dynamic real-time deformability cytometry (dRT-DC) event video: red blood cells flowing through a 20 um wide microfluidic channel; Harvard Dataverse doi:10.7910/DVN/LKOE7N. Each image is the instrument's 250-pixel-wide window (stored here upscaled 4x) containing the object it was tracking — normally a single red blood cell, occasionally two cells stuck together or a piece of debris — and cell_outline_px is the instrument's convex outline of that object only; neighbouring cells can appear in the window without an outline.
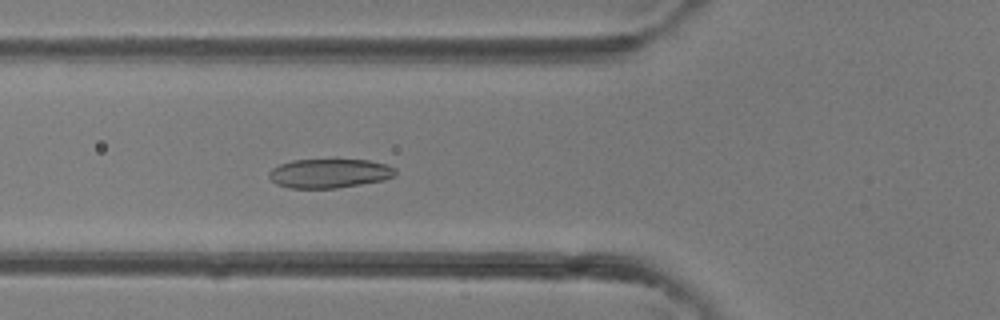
{"species": "common noctule bat (a hibernating species)", "species_latin": "Nyctalus noctula", "temperature_condition": "room temperature", "stored_images_in_passage": 40, "camera_frame_rate_fps": 3000, "um_per_image_px": 0.085, "animal": {"sex": "female"}, "frame": {"image": 1, "passage_image": 15, "time_ms": 4.667, "image_size_px": [1000, 320], "cell_outline_px": [[396, 176], [384, 180], [336, 188], [288, 188], [276, 184], [268, 176], [268, 172], [272, 168], [280, 164], [292, 160], [368, 160], [388, 164], [396, 168]], "centroid_in_image_um": [28.01, 14.73], "position_along_channel_um": 97.8, "area_um2": 21.56}}
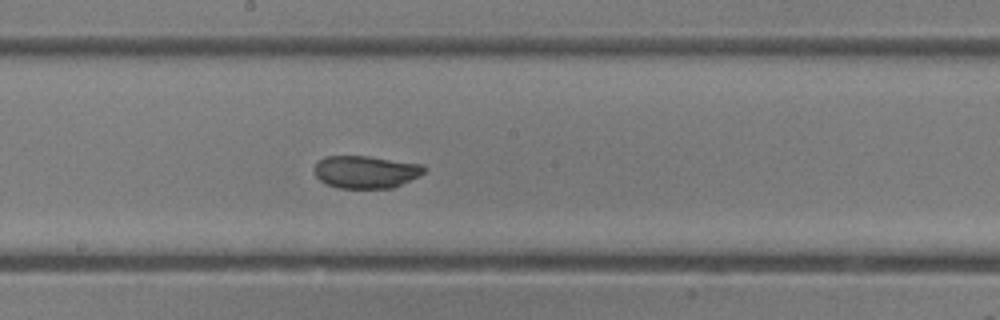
{"frame": {"image": 2, "passage_image": 22, "time_ms": 7.0, "image_size_px": [1000, 320], "cell_outline_px": [[428, 168], [424, 172], [392, 188], [340, 188], [324, 184], [316, 176], [316, 164], [324, 156], [368, 156], [424, 164]], "centroid_in_image_um": [31.1, 14.6], "position_along_channel_um": 217.1, "area_um2": 20.69}}
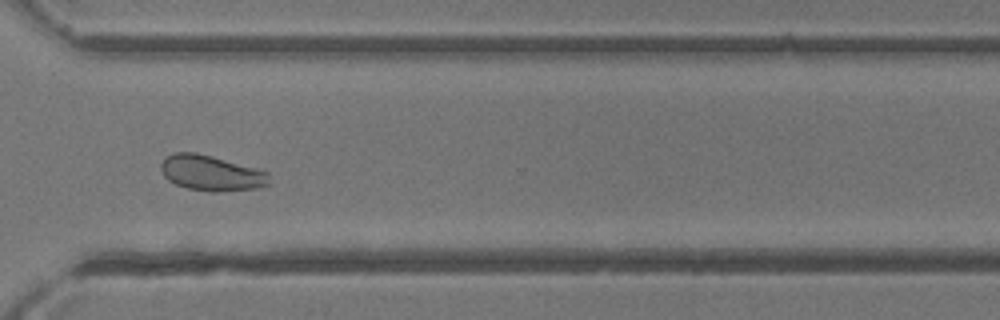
{"frame": {"image": 3, "passage_image": 30, "time_ms": 9.667, "image_size_px": [1000, 320], "cell_outline_px": [[268, 184], [256, 188], [212, 192], [188, 188], [176, 184], [168, 180], [164, 176], [160, 168], [160, 164], [164, 156], [172, 152], [196, 152], [260, 168], [268, 172]], "centroid_in_image_um": [17.92, 14.68], "position_along_channel_um": 352.7, "area_um2": 22.54}}